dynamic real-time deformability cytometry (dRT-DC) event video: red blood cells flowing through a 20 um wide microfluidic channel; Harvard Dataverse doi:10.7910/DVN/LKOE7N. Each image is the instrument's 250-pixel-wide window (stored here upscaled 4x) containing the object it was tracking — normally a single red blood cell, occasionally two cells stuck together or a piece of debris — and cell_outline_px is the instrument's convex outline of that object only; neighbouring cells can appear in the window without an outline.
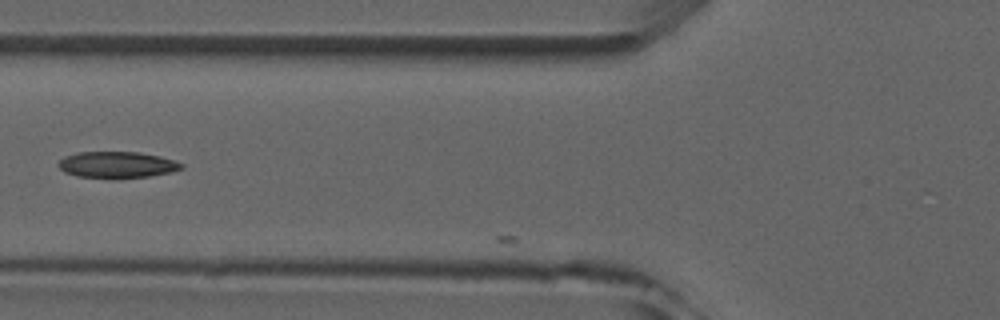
{"species": "common noctule bat (a hibernating species)", "species_latin": "Nyctalus noctula", "temperature_condition": "room temperature", "stored_images_in_passage": 5, "camera_frame_rate_fps": 3000, "um_per_image_px": 0.085, "animal": {"sex": "male", "forearm_length_mm": 52.5}, "frame": {"image": 1, "passage_image": 5, "time_ms": 4.667, "image_size_px": [1000, 320], "cell_outline_px": [[184, 168], [172, 172], [148, 176], [76, 176], [64, 172], [56, 164], [64, 156], [76, 152], [140, 152], [160, 156], [176, 160], [184, 164]], "centroid_in_image_um": [9.97, 13.96], "position_along_channel_um": 115.8, "area_um2": 18.5}}